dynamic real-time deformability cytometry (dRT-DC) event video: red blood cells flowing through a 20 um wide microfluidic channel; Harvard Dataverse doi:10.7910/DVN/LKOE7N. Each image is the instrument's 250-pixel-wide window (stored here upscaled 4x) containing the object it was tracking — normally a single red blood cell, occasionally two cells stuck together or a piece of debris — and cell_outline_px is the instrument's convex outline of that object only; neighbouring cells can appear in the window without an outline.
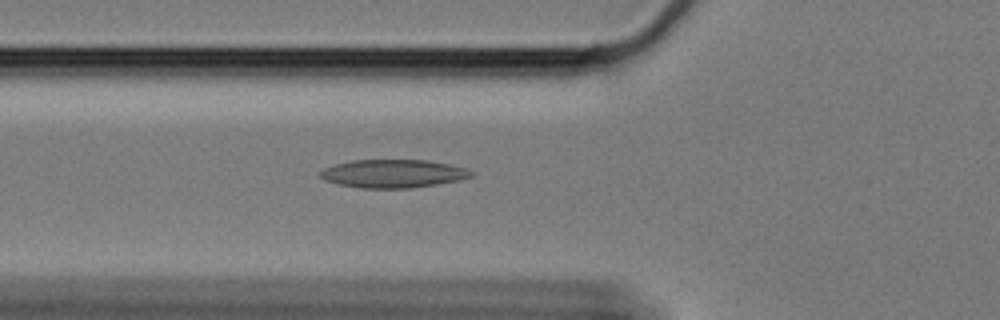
{"species": "Egyptian fruit bat (a non-hibernating species)", "species_latin": "Rousettus aegyptiacus", "temperature_condition": "cold", "stored_images_in_passage": 55, "camera_frame_rate_fps": 3000, "um_per_image_px": 0.085, "animal": {"sex": "female"}, "frame": {"image": 1, "passage_image": 17, "time_ms": 5.333, "image_size_px": [1000, 320], "cell_outline_px": [[476, 172], [472, 176], [460, 180], [412, 188], [360, 188], [336, 184], [324, 180], [320, 176], [320, 172], [324, 168], [336, 164], [352, 160], [428, 160], [452, 164], [468, 168]], "centroid_in_image_um": [33.46, 14.75], "position_along_channel_um": 92.3, "area_um2": 25.09}}
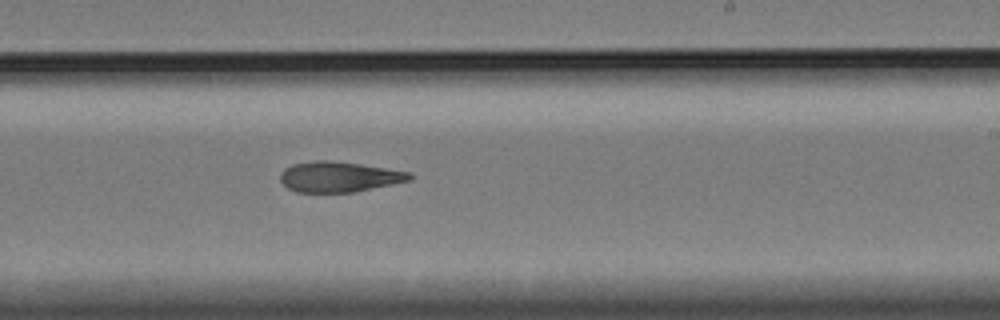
{"frame": {"image": 2, "passage_image": 32, "time_ms": 10.333, "image_size_px": [1000, 320], "cell_outline_px": [[412, 180], [352, 192], [296, 192], [288, 188], [280, 180], [280, 172], [284, 168], [292, 164], [320, 160], [332, 160], [360, 164], [408, 172], [412, 176]], "centroid_in_image_um": [28.77, 15.02], "position_along_channel_um": 260.2, "area_um2": 22.72}}
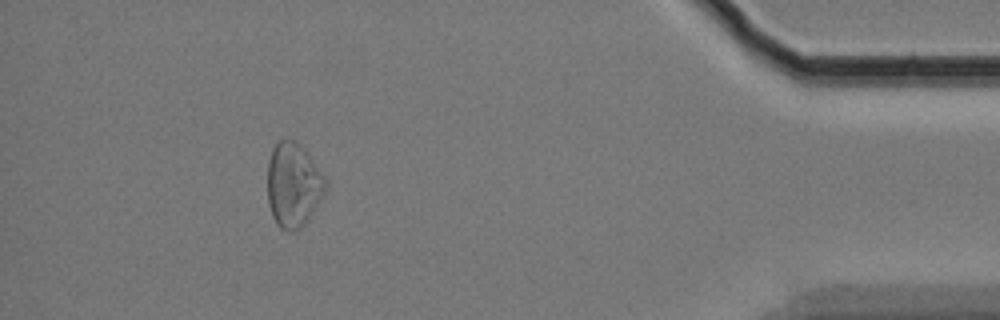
{"frame": {"image": 3, "passage_image": 50, "time_ms": 16.333, "image_size_px": [1000, 320], "cell_outline_px": [[328, 188], [308, 220], [300, 228], [292, 232], [288, 232], [280, 228], [276, 224], [272, 216], [268, 204], [268, 164], [272, 148], [280, 140], [292, 140], [308, 152], [324, 172], [328, 180]], "centroid_in_image_um": [24.97, 15.74], "position_along_channel_um": 410.2, "area_um2": 29.02}}